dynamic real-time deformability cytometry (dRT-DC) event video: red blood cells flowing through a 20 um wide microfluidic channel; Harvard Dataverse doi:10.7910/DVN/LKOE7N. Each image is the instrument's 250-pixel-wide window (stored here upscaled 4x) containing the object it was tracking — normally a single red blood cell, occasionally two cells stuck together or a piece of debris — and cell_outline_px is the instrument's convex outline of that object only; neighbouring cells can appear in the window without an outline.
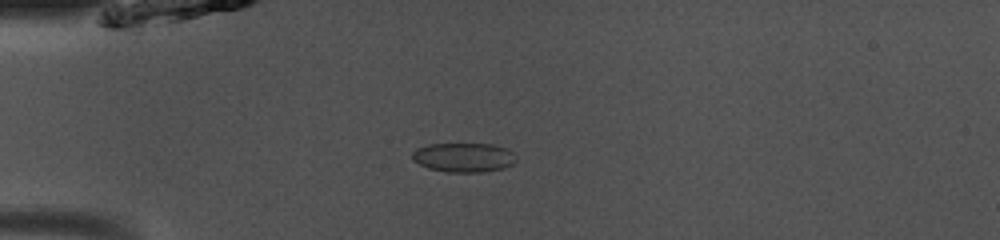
{"species": "common noctule bat (a hibernating species)", "species_latin": "Nyctalus noctula", "temperature_condition": "room temperature", "stored_images_in_passage": 47, "camera_frame_rate_fps": 3000, "um_per_image_px": 0.085, "animal": {"sex": "male", "body_mass_g": 13.0, "forearm_length_mm": 53.1}, "frame": {"image": 1, "passage_image": 11, "time_ms": 3.333, "image_size_px": [1000, 240], "cell_outline_px": [[516, 160], [512, 164], [504, 168], [484, 172], [448, 172], [428, 168], [412, 160], [412, 152], [416, 148], [428, 144], [492, 144], [508, 148], [516, 156]], "centroid_in_image_um": [39.42, 13.38], "position_along_channel_um": 45.6, "area_um2": 17.86}}
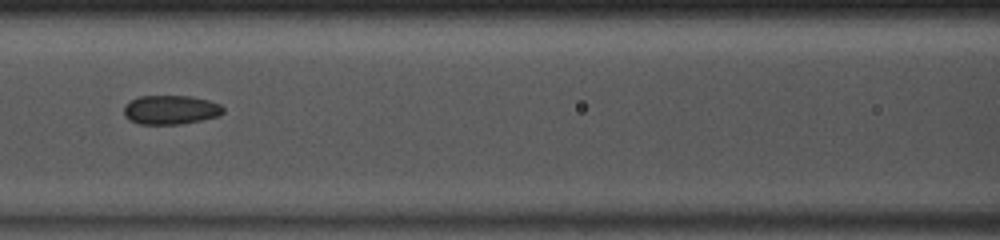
{"frame": {"image": 2, "passage_image": 20, "time_ms": 6.333, "image_size_px": [1000, 240], "cell_outline_px": [[224, 112], [220, 116], [180, 124], [140, 124], [128, 120], [124, 116], [124, 104], [140, 96], [192, 96], [208, 100], [220, 104], [224, 108]], "centroid_in_image_um": [14.5, 9.33], "position_along_channel_um": 152.1, "area_um2": 16.94}}
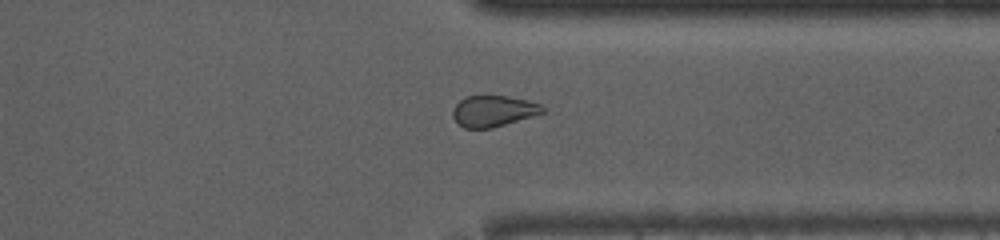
{"frame": {"image": 3, "passage_image": 36, "time_ms": 11.667, "image_size_px": [1000, 240], "cell_outline_px": [[544, 112], [532, 116], [492, 128], [464, 128], [452, 116], [452, 108], [464, 96], [508, 96], [528, 100], [540, 104], [544, 108]], "centroid_in_image_um": [41.91, 9.43], "position_along_channel_um": 369.5, "area_um2": 16.18}, "authors_computed_cell_mechanics": {"area_um2": 17.3978, "velocity_mm_per_s": 4.081, "shape_relaxation_time_tau1_ms": null, "shape_relaxation_time_tau2_ms": 1.7409, "deformation_change_tau1": null, "deformation_change_tau2": 0.0737}}